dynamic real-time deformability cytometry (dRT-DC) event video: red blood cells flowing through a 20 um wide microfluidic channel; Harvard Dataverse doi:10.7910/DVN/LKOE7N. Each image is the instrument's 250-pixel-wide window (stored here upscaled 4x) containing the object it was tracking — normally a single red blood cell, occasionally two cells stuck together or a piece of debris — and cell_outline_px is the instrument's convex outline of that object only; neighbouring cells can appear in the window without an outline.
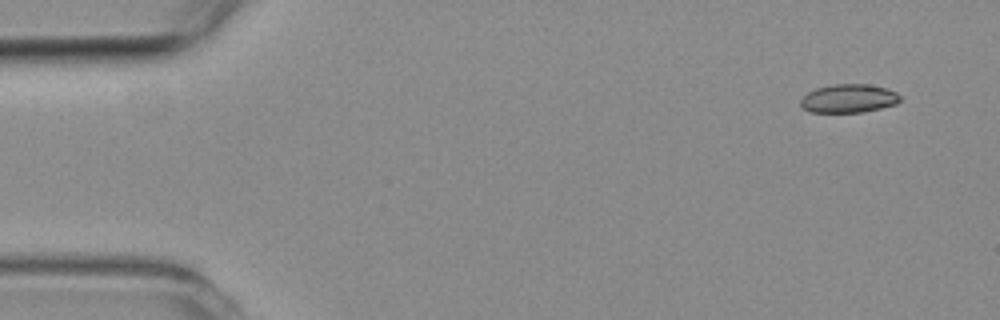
{"species": "common noctule bat (a hibernating species)", "species_latin": "Nyctalus noctula", "temperature_condition": "room temperature", "stored_images_in_passage": 4, "camera_frame_rate_fps": 3000, "um_per_image_px": 0.085, "animal": {"sex": "female", "body_mass_g": 19.3, "forearm_length_mm": 54.1}, "frame": {"image": 1, "passage_image": 1, "time_ms": 0.0, "image_size_px": [1000, 320], "cell_outline_px": [[900, 100], [896, 104], [864, 112], [812, 112], [804, 108], [800, 104], [800, 100], [808, 92], [816, 88], [836, 84], [868, 84], [888, 88], [896, 92], [900, 96]], "centroid_in_image_um": [72.16, 8.36], "position_along_channel_um": 12.8, "area_um2": 16.47}}